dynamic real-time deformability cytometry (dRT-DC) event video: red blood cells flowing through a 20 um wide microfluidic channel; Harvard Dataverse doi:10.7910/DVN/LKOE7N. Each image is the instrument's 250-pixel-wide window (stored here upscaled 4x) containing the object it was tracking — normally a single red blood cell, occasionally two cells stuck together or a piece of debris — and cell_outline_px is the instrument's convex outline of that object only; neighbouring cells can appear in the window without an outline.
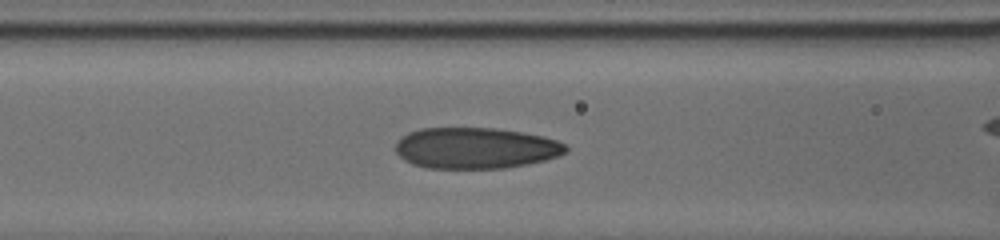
{"species": "human", "species_latin": "Homo sapiens", "temperature_condition": "cold", "stored_images_in_passage": 32, "segment_of_instrument_passage": [1, 2], "camera_frame_rate_fps": 3000, "um_per_image_px": 0.085, "donor": {"sex": "male"}, "frame": {"image": 1, "passage_image": 17, "time_ms": 6.667, "image_size_px": [1000, 240], "cell_outline_px": [[568, 152], [544, 160], [528, 164], [504, 168], [428, 168], [412, 164], [404, 160], [396, 152], [396, 144], [408, 132], [420, 128], [496, 128], [524, 132], [544, 136], [556, 140], [564, 144], [568, 148]], "centroid_in_image_um": [40.44, 12.58], "position_along_channel_um": 126.2, "area_um2": 40.81}}
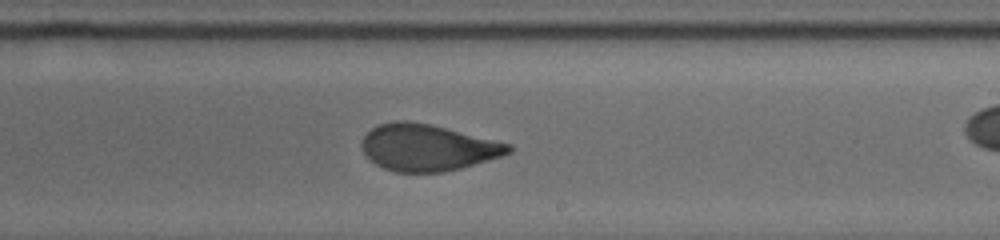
{"frame": {"image": 2, "passage_image": 25, "time_ms": 10.0, "image_size_px": [1000, 240], "cell_outline_px": [[512, 152], [488, 160], [460, 168], [444, 172], [396, 172], [384, 168], [376, 164], [364, 152], [360, 144], [364, 136], [376, 124], [392, 120], [408, 120], [432, 124], [512, 144]], "centroid_in_image_um": [36.34, 12.52], "position_along_channel_um": 252.7, "area_um2": 39.94}}
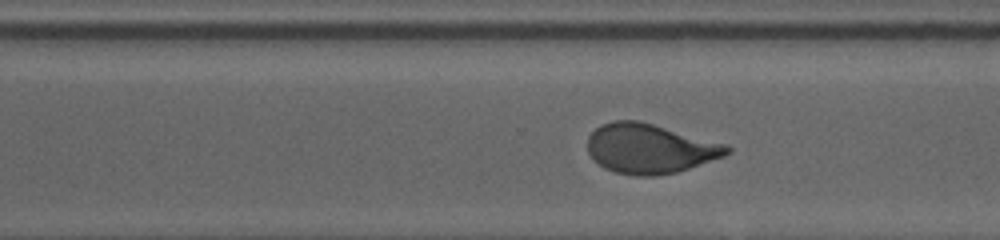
{"frame": {"image": 3, "passage_image": 29, "time_ms": 11.667, "image_size_px": [1000, 240], "cell_outline_px": [[732, 148], [724, 156], [676, 172], [656, 176], [636, 176], [616, 172], [604, 168], [588, 152], [588, 136], [600, 124], [612, 120], [640, 120], [724, 144]], "centroid_in_image_um": [55.2, 12.62], "position_along_channel_um": 315.4, "area_um2": 39.94}}